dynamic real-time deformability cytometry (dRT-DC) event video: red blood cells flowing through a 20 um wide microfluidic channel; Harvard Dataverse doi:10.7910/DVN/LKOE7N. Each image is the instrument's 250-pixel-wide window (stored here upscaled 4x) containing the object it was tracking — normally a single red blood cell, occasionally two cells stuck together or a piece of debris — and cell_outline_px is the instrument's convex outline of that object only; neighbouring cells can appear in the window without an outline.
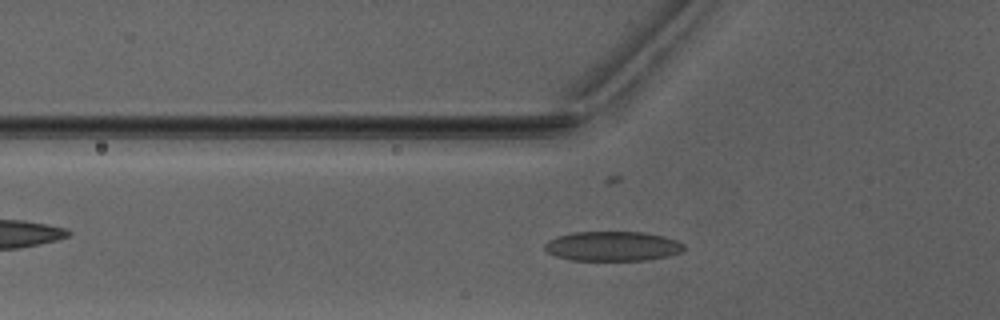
{"species": "Egyptian fruit bat (a non-hibernating species)", "species_latin": "Rousettus aegyptiacus", "temperature_condition": "warm", "stored_images_in_passage": 39, "camera_frame_rate_fps": 3000, "um_per_image_px": 0.085, "animal": {"sex": "male"}, "frame": {"image": 1, "passage_image": 10, "time_ms": 3.0, "image_size_px": [1000, 320], "cell_outline_px": [[684, 252], [668, 256], [648, 260], [568, 260], [556, 256], [548, 252], [544, 248], [544, 244], [548, 240], [556, 236], [572, 232], [644, 232], [664, 236], [676, 240], [684, 244]], "centroid_in_image_um": [52.07, 20.92], "position_along_channel_um": 73.7, "area_um2": 24.28}}
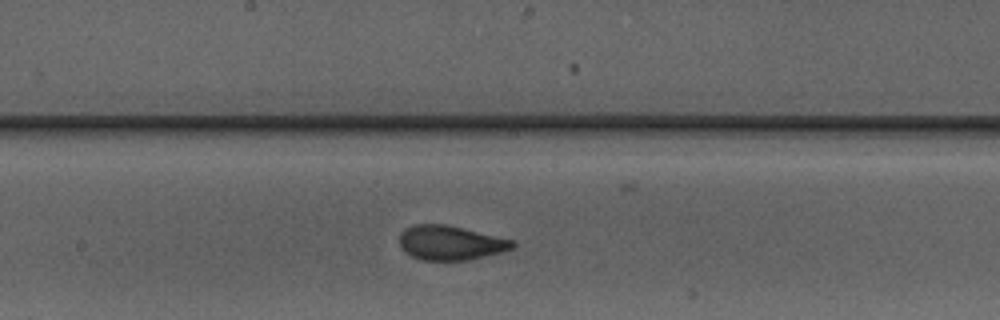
{"frame": {"image": 2, "passage_image": 20, "time_ms": 6.333, "image_size_px": [1000, 320], "cell_outline_px": [[516, 244], [512, 248], [500, 252], [468, 260], [420, 260], [404, 252], [400, 244], [400, 236], [408, 228], [416, 224], [444, 224], [512, 240]], "centroid_in_image_um": [38.26, 20.65], "position_along_channel_um": 209.9, "area_um2": 22.14}}
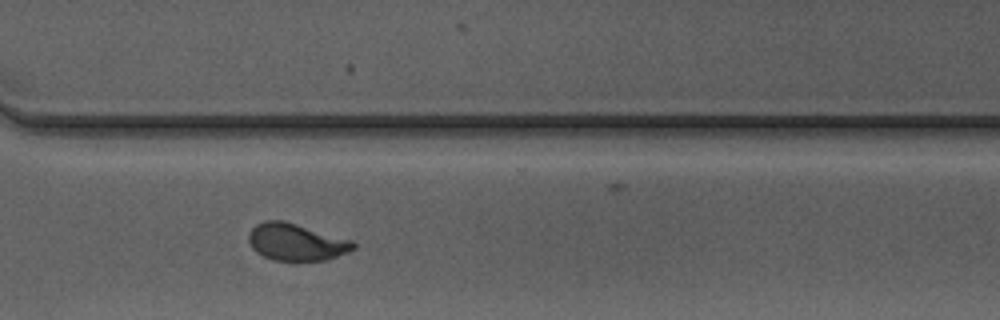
{"frame": {"image": 3, "passage_image": 30, "time_ms": 9.667, "image_size_px": [1000, 320], "cell_outline_px": [[356, 248], [348, 252], [324, 260], [272, 260], [256, 252], [252, 248], [248, 240], [248, 236], [252, 228], [256, 224], [264, 220], [284, 220], [352, 240], [356, 244]], "centroid_in_image_um": [25.16, 20.56], "position_along_channel_um": 345.4, "area_um2": 22.54}, "authors_computed_cell_mechanics": {"area_um2": 22.542, "velocity_mm_per_s": 4.075, "shape_relaxation_time_tau1_ms": 4.6986, "shape_relaxation_time_tau2_ms": null, "deformation_change_tau1": 0.1727, "deformation_change_tau2": null}}